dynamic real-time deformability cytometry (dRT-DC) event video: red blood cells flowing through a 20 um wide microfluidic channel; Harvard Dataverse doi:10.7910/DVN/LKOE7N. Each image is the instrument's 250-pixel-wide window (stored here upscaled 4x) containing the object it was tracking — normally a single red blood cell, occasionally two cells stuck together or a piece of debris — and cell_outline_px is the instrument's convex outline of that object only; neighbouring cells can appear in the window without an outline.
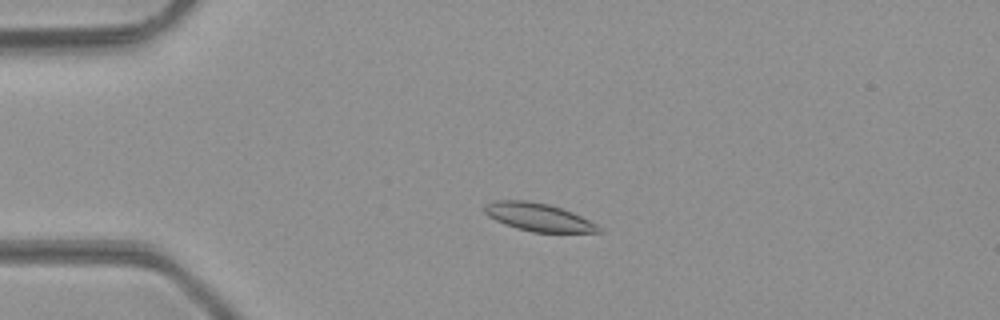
{"species": "common noctule bat (a hibernating species)", "species_latin": "Nyctalus noctula", "temperature_condition": "room temperature", "stored_images_in_passage": 47, "camera_frame_rate_fps": 3000, "um_per_image_px": 0.085, "animal": {"sex": "male", "body_mass_g": 23.1, "forearm_length_mm": 52.7}, "frame": {"image": 1, "passage_image": 10, "time_ms": 3.0, "image_size_px": [1000, 320], "cell_outline_px": [[604, 232], [532, 232], [516, 228], [504, 224], [488, 216], [484, 212], [484, 204], [496, 200], [524, 200], [548, 204], [572, 212], [596, 224]], "centroid_in_image_um": [45.72, 18.45], "position_along_channel_um": 39.3, "area_um2": 18.44}}
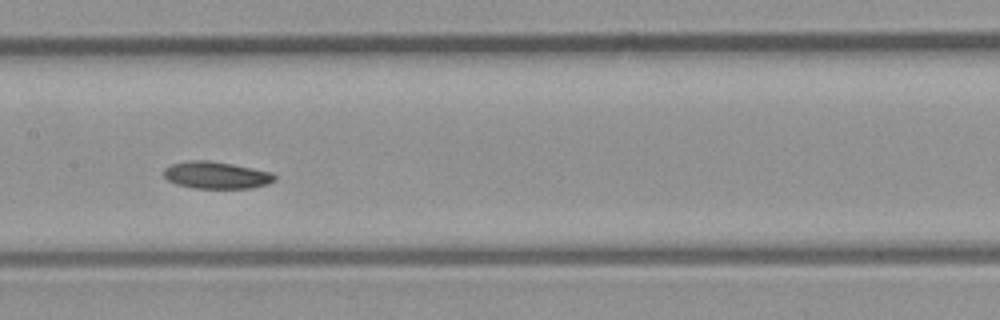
{"frame": {"image": 2, "passage_image": 23, "time_ms": 7.333, "image_size_px": [1000, 320], "cell_outline_px": [[276, 180], [268, 184], [252, 188], [192, 188], [176, 184], [168, 180], [164, 176], [164, 168], [172, 164], [188, 160], [208, 160], [232, 164], [272, 172], [276, 176]], "centroid_in_image_um": [18.39, 14.89], "position_along_channel_um": 189.0, "area_um2": 17.57}}
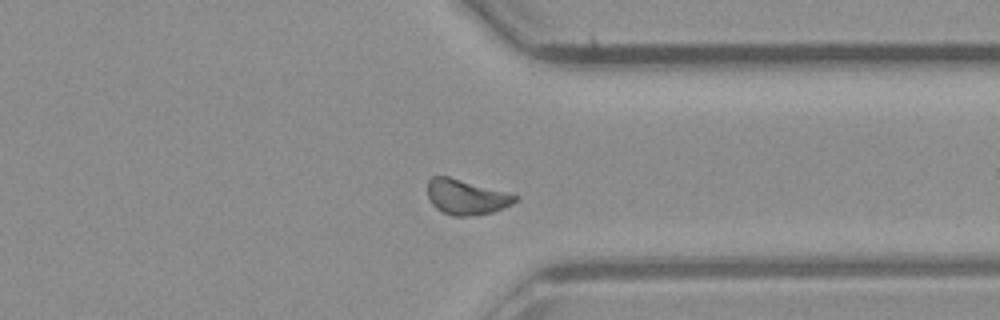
{"frame": {"image": 3, "passage_image": 36, "time_ms": 11.667, "image_size_px": [1000, 320], "cell_outline_px": [[520, 200], [504, 208], [492, 212], [468, 216], [452, 216], [436, 208], [432, 204], [428, 196], [428, 180], [432, 176], [448, 176], [520, 196]], "centroid_in_image_um": [39.65, 16.75], "position_along_channel_um": 371.8, "area_um2": 17.86}, "authors_computed_cell_mechanics": {"area_um2": 18.0336, "velocity_mm_per_s": 4.2614, "shape_relaxation_time_tau1_ms": 8.2443, "shape_relaxation_time_tau2_ms": null, "deformation_change_tau1": 0.0979, "deformation_change_tau2": null}}